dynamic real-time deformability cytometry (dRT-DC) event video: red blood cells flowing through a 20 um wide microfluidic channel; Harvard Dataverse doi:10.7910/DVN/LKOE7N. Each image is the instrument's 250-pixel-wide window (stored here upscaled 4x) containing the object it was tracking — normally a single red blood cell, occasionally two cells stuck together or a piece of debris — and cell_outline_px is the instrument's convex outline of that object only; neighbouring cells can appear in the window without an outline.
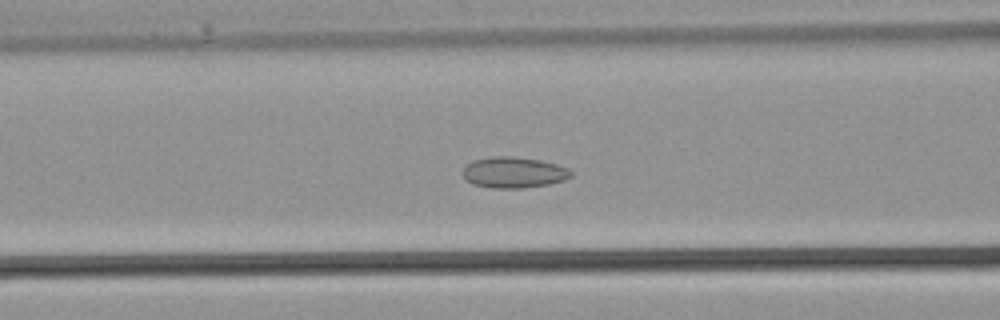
{"species": "common noctule bat (a hibernating species)", "species_latin": "Nyctalus noctula", "temperature_condition": "warm", "stored_images_in_passage": 36, "camera_frame_rate_fps": 3000, "um_per_image_px": 0.085, "animal": {"sex": "male", "body_mass_g": 21.5, "forearm_length_mm": 52.0}, "frame": {"image": 1, "passage_image": 14, "time_ms": 4.333, "image_size_px": [1000, 320], "cell_outline_px": [[572, 176], [564, 180], [548, 184], [524, 188], [492, 188], [472, 184], [464, 180], [464, 168], [472, 160], [492, 156], [512, 156], [540, 160], [556, 164], [568, 168], [572, 172]], "centroid_in_image_um": [43.66, 14.66], "position_along_channel_um": 122.9, "area_um2": 19.59}}
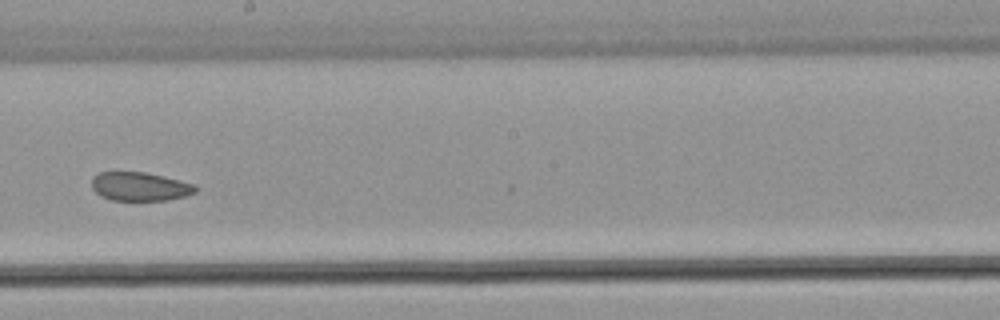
{"frame": {"image": 2, "passage_image": 20, "time_ms": 6.333, "image_size_px": [1000, 320], "cell_outline_px": [[200, 188], [196, 192], [184, 196], [168, 200], [112, 200], [100, 196], [92, 188], [92, 176], [100, 172], [144, 172], [164, 176], [196, 184]], "centroid_in_image_um": [11.92, 15.85], "position_along_channel_um": 236.3, "area_um2": 17.51}}
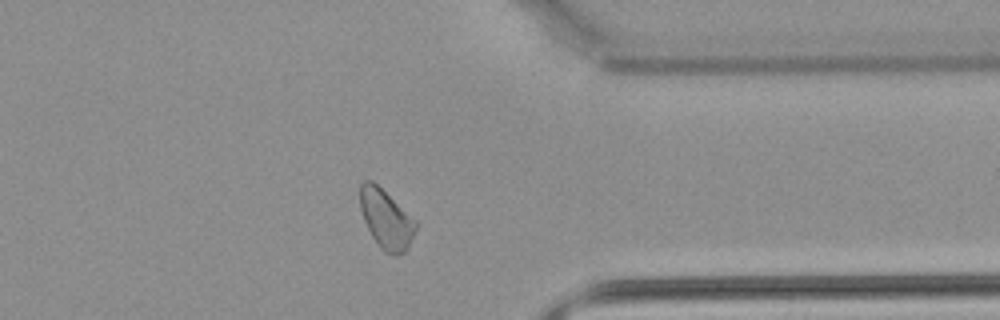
{"frame": {"image": 3, "passage_image": 28, "time_ms": 9.0, "image_size_px": [1000, 320], "cell_outline_px": [[420, 224], [408, 248], [400, 256], [392, 256], [384, 252], [380, 248], [372, 236], [364, 220], [360, 208], [360, 184], [364, 180], [372, 180], [416, 220]], "centroid_in_image_um": [32.85, 18.67], "position_along_channel_um": 378.5, "area_um2": 19.42}}